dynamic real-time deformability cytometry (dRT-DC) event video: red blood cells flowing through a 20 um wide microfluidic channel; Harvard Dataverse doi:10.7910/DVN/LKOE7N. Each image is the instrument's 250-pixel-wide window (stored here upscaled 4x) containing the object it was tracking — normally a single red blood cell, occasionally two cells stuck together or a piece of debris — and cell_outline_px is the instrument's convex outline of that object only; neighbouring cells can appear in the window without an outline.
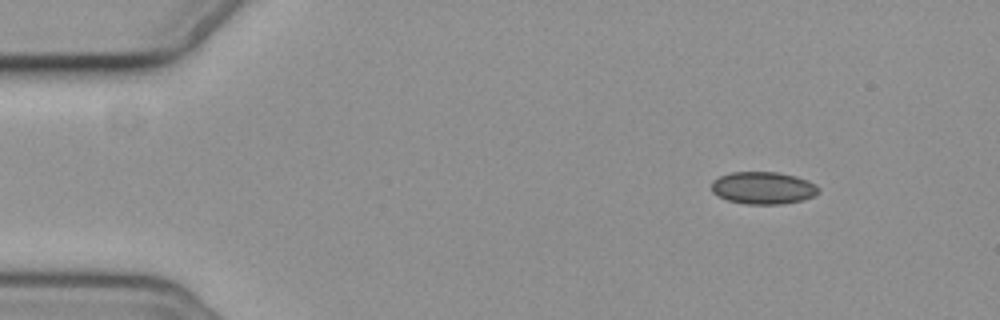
{"species": "common noctule bat (a hibernating species)", "species_latin": "Nyctalus noctula", "temperature_condition": "cold", "stored_images_in_passage": 3, "camera_frame_rate_fps": 3000, "um_per_image_px": 0.085, "animal": {"sex": "female", "body_mass_g": 19.3, "forearm_length_mm": 54.1}, "frame": {"image": 1, "passage_image": 1, "time_ms": 0.0, "image_size_px": [1000, 320], "cell_outline_px": [[820, 192], [812, 196], [800, 200], [780, 204], [748, 204], [728, 200], [712, 192], [712, 180], [720, 176], [732, 172], [776, 172], [796, 176], [808, 180], [816, 184], [820, 188]], "centroid_in_image_um": [64.88, 15.96], "position_along_channel_um": 20.1, "area_um2": 20.06}}